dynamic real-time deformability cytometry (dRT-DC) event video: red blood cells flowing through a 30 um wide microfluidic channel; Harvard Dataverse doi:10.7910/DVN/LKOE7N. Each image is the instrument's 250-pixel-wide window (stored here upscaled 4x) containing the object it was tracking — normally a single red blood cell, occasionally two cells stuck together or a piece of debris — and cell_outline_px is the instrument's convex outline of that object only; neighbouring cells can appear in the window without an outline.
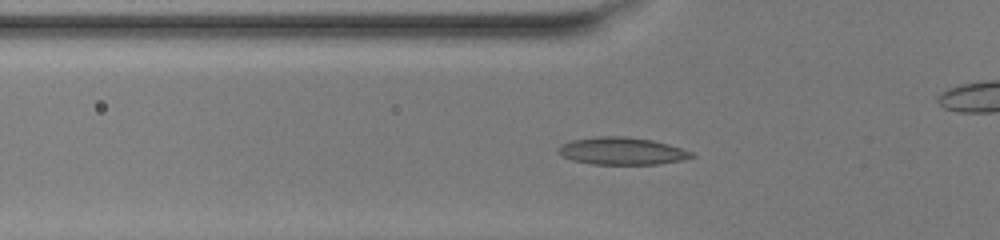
{"species": "common noctule bat (a hibernating species)", "species_latin": "Nyctalus noctula", "temperature_condition": "warm", "stored_images_in_passage": 47, "camera_frame_rate_fps": 3000, "um_per_image_px": 0.085, "animal": {"sex": "female", "body_mass_g": 20.0, "forearm_length_mm": 54.0}, "frame": {"image": 1, "passage_image": 13, "time_ms": 4.0, "image_size_px": [1000, 240], "cell_outline_px": [[696, 156], [680, 160], [660, 164], [592, 164], [572, 160], [556, 152], [556, 148], [560, 144], [572, 140], [596, 136], [624, 136], [652, 140], [668, 144], [696, 152]], "centroid_in_image_um": [52.86, 12.83], "position_along_channel_um": 72.9, "area_um2": 21.44}}
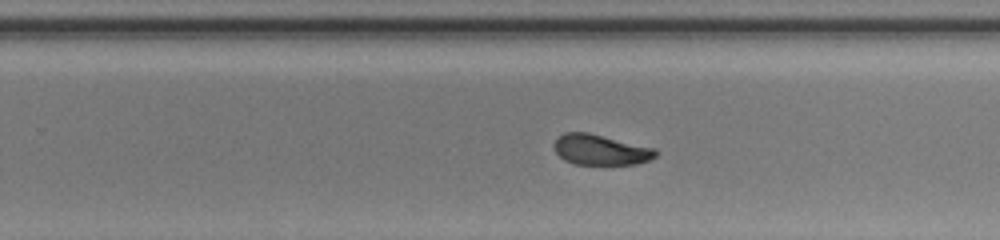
{"frame": {"image": 2, "passage_image": 28, "time_ms": 9.0, "image_size_px": [1000, 240], "cell_outline_px": [[656, 156], [648, 160], [636, 164], [576, 164], [564, 160], [552, 148], [552, 144], [564, 132], [588, 132], [656, 148]], "centroid_in_image_um": [51.02, 12.72], "position_along_channel_um": 278.8, "area_um2": 18.03}}
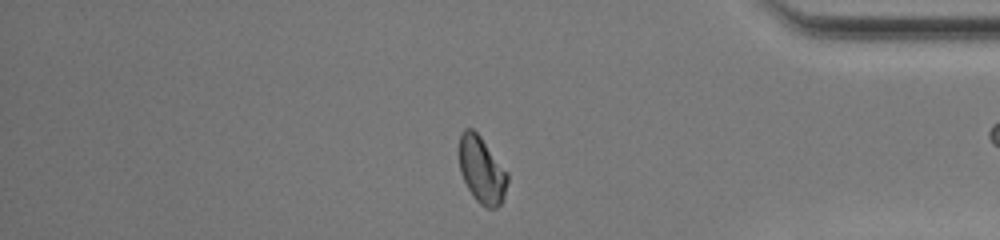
{"frame": {"image": 3, "passage_image": 38, "time_ms": 12.333, "image_size_px": [1000, 240], "cell_outline_px": [[508, 180], [504, 200], [496, 208], [484, 208], [472, 196], [460, 172], [460, 132], [464, 128], [472, 128], [480, 136], [508, 172]], "centroid_in_image_um": [40.97, 14.47], "position_along_channel_um": 394.2, "area_um2": 18.84}, "authors_computed_cell_mechanics": {"area_um2": 19.0162, "velocity_mm_per_s": 4.1204, "shape_relaxation_time_tau1_ms": null, "shape_relaxation_time_tau2_ms": 1.1994, "deformation_change_tau1": null, "deformation_change_tau2": 0.0531}}